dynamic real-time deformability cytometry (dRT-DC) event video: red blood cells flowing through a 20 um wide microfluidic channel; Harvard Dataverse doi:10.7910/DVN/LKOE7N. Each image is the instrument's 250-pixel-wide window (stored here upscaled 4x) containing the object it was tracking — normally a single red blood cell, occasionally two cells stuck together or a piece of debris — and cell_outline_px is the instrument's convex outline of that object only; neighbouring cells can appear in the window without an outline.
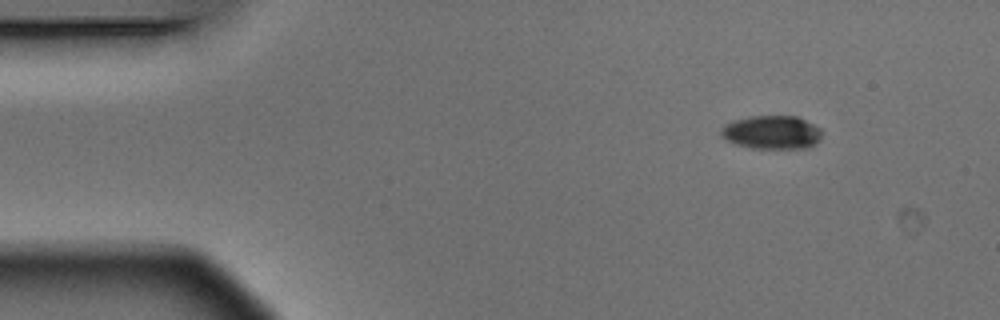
{"species": "Egyptian fruit bat (a non-hibernating species)", "species_latin": "Rousettus aegyptiacus", "temperature_condition": "warm", "stored_images_in_passage": 4, "camera_frame_rate_fps": 3000, "um_per_image_px": 0.085, "animal": {"sex": "male"}, "frame": {"image": 1, "passage_image": 1, "time_ms": 0.0, "image_size_px": [1000, 320], "cell_outline_px": [[824, 132], [820, 140], [816, 144], [808, 148], [752, 148], [736, 144], [720, 136], [720, 128], [724, 124], [732, 120], [748, 116], [796, 116], [820, 128]], "centroid_in_image_um": [65.6, 11.24], "position_along_channel_um": 19.4, "area_um2": 19.94}}
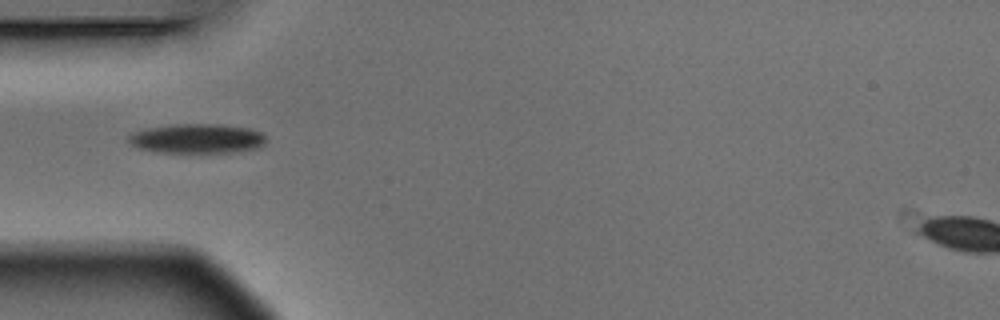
{"frame": {"image": 2, "passage_image": 4, "time_ms": 1.0, "image_size_px": [1000, 320], "cell_outline_px": [[264, 144], [260, 148], [228, 152], [152, 152], [136, 148], [128, 144], [128, 136], [136, 132], [148, 128], [168, 124], [216, 124], [252, 128], [260, 132], [264, 136]], "centroid_in_image_um": [16.71, 11.78], "position_along_channel_um": 68.3, "area_um2": 23.76}}